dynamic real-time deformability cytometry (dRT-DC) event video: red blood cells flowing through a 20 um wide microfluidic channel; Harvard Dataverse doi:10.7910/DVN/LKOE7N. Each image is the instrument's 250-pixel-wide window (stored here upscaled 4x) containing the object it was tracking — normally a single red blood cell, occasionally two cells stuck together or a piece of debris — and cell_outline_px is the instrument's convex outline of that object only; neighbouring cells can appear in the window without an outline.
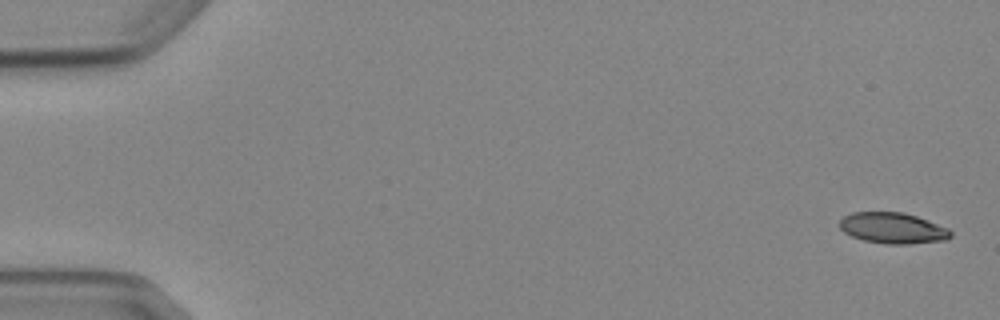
{"species": "Egyptian fruit bat (a non-hibernating species)", "species_latin": "Rousettus aegyptiacus", "temperature_condition": "cold", "stored_images_in_passage": 5, "camera_frame_rate_fps": 3000, "um_per_image_px": 0.085, "animal": {"sex": "female"}, "frame": {"image": 1, "passage_image": 1, "time_ms": 0.0, "image_size_px": [1000, 320], "cell_outline_px": [[952, 236], [948, 240], [908, 244], [888, 244], [864, 240], [852, 236], [844, 232], [840, 228], [840, 220], [844, 216], [852, 212], [904, 212], [916, 216], [948, 228], [952, 232]], "centroid_in_image_um": [75.91, 19.39], "position_along_channel_um": 9.1, "area_um2": 20.0}}
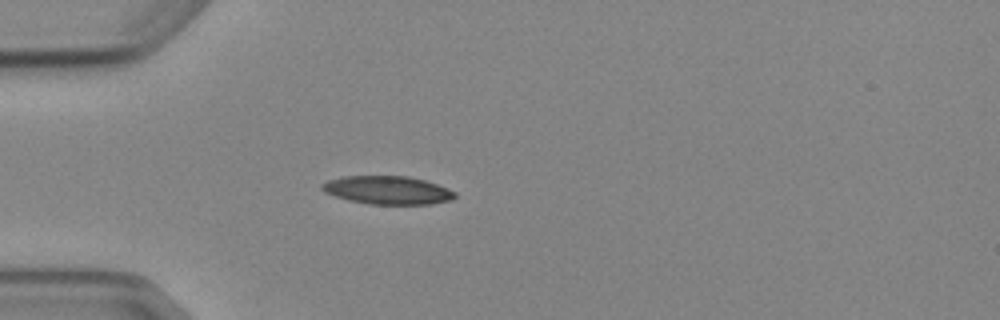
{"frame": {"image": 2, "passage_image": 5, "time_ms": 4.667, "image_size_px": [1000, 320], "cell_outline_px": [[456, 196], [452, 200], [432, 204], [368, 204], [348, 200], [324, 192], [320, 188], [320, 184], [328, 180], [344, 176], [408, 176], [424, 180], [436, 184], [456, 192]], "centroid_in_image_um": [32.93, 16.16], "position_along_channel_um": 52.1, "area_um2": 21.91}}